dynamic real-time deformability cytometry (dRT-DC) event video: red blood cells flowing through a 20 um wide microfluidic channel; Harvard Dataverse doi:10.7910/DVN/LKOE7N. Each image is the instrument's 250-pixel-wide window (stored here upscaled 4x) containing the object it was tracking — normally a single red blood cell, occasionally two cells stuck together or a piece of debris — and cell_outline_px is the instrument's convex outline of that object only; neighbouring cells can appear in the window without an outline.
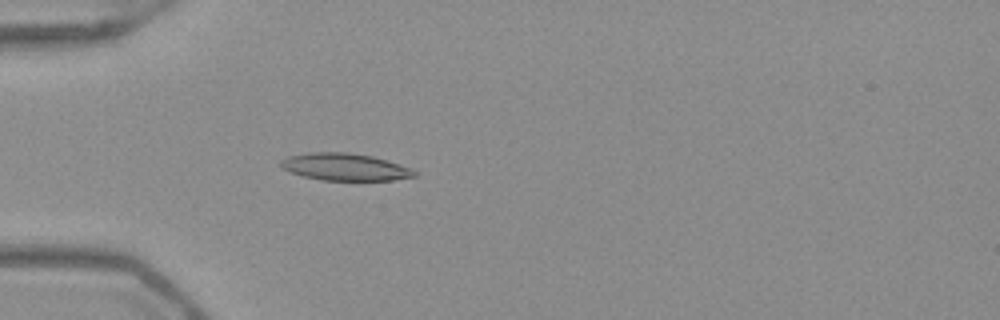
{"species": "Egyptian fruit bat (a non-hibernating species)", "species_latin": "Rousettus aegyptiacus", "temperature_condition": "warm", "stored_images_in_passage": 42, "camera_frame_rate_fps": 3000, "um_per_image_px": 0.085, "frame": {"image": 1, "passage_image": 6, "time_ms": 1.667, "image_size_px": [1000, 320], "cell_outline_px": [[416, 176], [392, 180], [320, 180], [304, 176], [292, 172], [284, 168], [280, 164], [280, 160], [288, 156], [308, 152], [348, 152], [372, 156], [400, 164], [412, 168], [416, 172]], "centroid_in_image_um": [29.33, 14.18], "position_along_channel_um": 55.7, "area_um2": 21.1}}
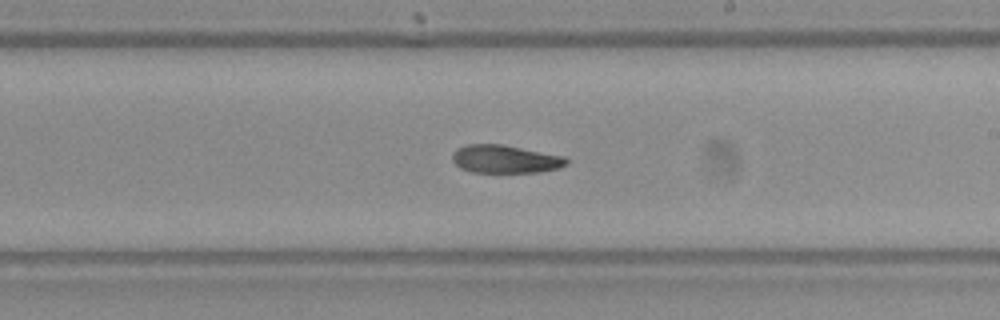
{"frame": {"image": 2, "passage_image": 21, "time_ms": 6.667, "image_size_px": [1000, 320], "cell_outline_px": [[568, 164], [560, 168], [540, 172], [472, 172], [460, 168], [452, 160], [452, 152], [456, 148], [468, 144], [504, 144], [564, 156], [568, 160]], "centroid_in_image_um": [42.94, 13.51], "position_along_channel_um": 246.1, "area_um2": 18.84}}
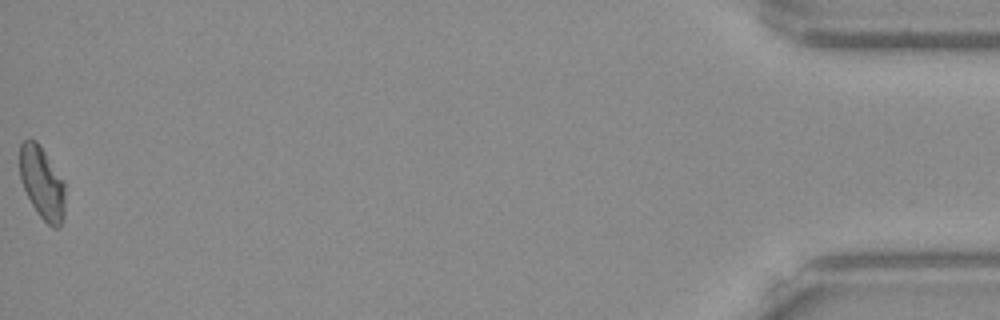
{"frame": {"image": 3, "passage_image": 42, "time_ms": 13.667, "image_size_px": [1000, 320], "cell_outline_px": [[64, 220], [60, 228], [52, 228], [36, 212], [20, 180], [20, 144], [24, 140], [36, 140], [40, 144], [64, 180]], "centroid_in_image_um": [3.6, 15.56], "position_along_channel_um": 431.6, "area_um2": 19.31}, "authors_computed_cell_mechanics": {"area_um2": 19.5075, "velocity_mm_per_s": 3.9775, "shape_relaxation_time_tau1_ms": null, "shape_relaxation_time_tau2_ms": 4.3781, "deformation_change_tau1": null, "deformation_change_tau2": 0.1024}}